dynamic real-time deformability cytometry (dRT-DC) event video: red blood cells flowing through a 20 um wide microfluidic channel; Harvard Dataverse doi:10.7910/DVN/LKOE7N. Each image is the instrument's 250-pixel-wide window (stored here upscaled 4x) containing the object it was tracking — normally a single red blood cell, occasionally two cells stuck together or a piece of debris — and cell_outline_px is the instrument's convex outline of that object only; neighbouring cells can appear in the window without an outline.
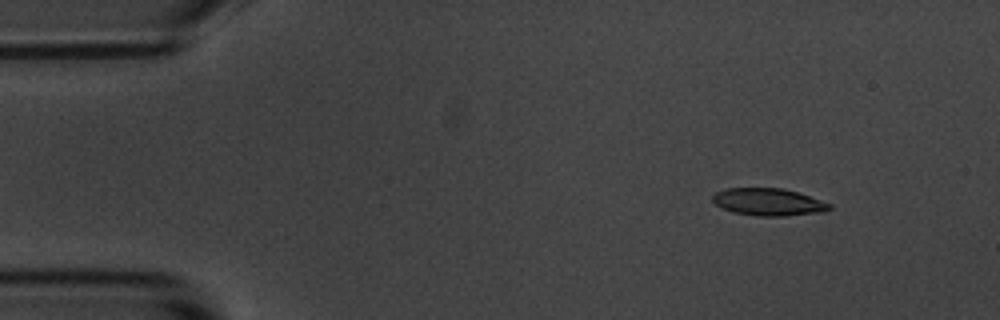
{"species": "common noctule bat (a hibernating species)", "species_latin": "Nyctalus noctula", "temperature_condition": "room temperature", "stored_images_in_passage": 10, "camera_frame_rate_fps": 3000, "um_per_image_px": 0.085, "animal": {"sex": "male", "body_mass_g": 20.1, "forearm_length_mm": 53.5}, "frame": {"image": 1, "passage_image": 1, "time_ms": 0.0, "image_size_px": [1000, 320], "cell_outline_px": [[832, 208], [824, 212], [784, 216], [756, 216], [732, 212], [720, 208], [712, 200], [712, 196], [716, 192], [728, 188], [784, 188], [832, 204]], "centroid_in_image_um": [65.3, 17.18], "position_along_channel_um": 19.7, "area_um2": 18.67}}
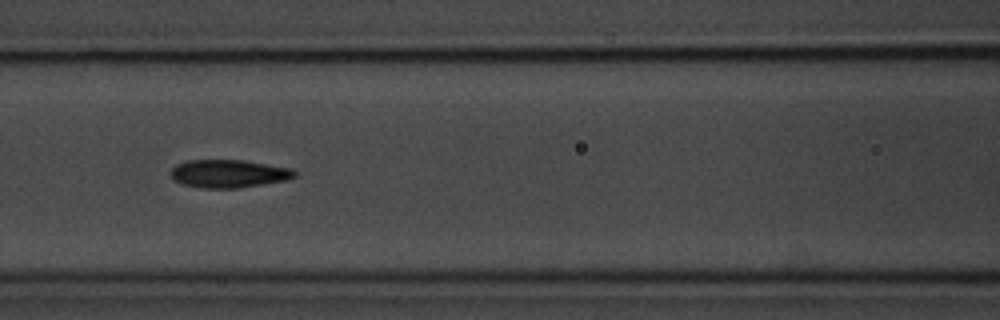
{"frame": {"image": 2, "passage_image": 6, "time_ms": 1.667, "image_size_px": [1000, 320], "cell_outline_px": [[296, 176], [284, 180], [240, 188], [200, 188], [184, 184], [172, 180], [172, 168], [176, 164], [188, 160], [244, 160], [288, 168], [296, 172]], "centroid_in_image_um": [19.39, 14.76], "position_along_channel_um": 147.2, "area_um2": 20.0}}
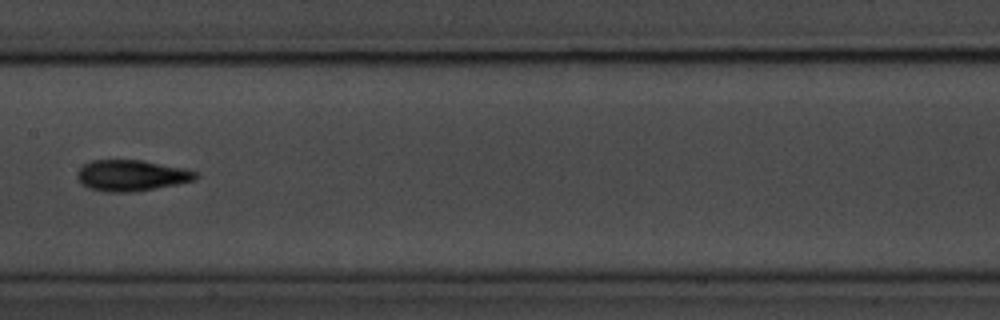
{"frame": {"image": 3, "passage_image": 7, "time_ms": 2.0, "image_size_px": [1000, 320], "cell_outline_px": [[200, 176], [196, 180], [136, 192], [108, 192], [88, 188], [76, 176], [76, 172], [84, 164], [92, 160], [144, 160], [184, 168], [200, 172]], "centroid_in_image_um": [11.22, 14.91], "position_along_channel_um": 196.2, "area_um2": 21.62}}